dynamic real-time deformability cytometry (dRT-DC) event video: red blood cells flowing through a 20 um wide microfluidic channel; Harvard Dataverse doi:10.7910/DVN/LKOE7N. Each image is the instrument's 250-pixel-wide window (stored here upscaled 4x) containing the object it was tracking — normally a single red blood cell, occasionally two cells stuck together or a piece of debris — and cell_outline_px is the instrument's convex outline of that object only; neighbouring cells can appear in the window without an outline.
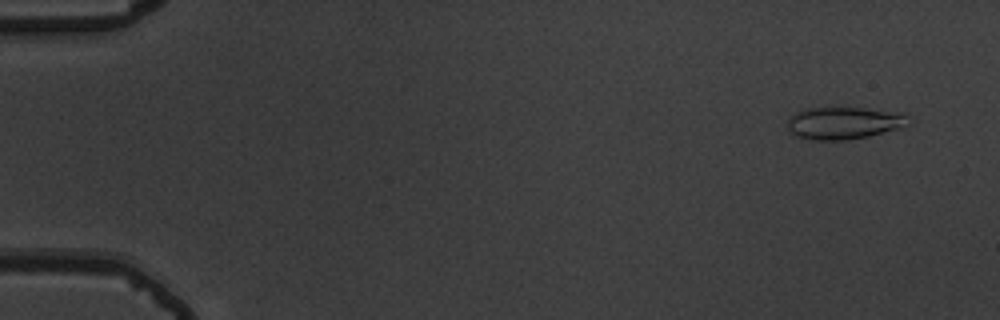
{"species": "common noctule bat (a hibernating species)", "species_latin": "Nyctalus noctula", "temperature_condition": "warm", "stored_images_in_passage": 54, "camera_frame_rate_fps": 3000, "um_per_image_px": 0.085, "animal": {"sex": "male", "body_mass_g": 19.5, "forearm_length_mm": 54.6}, "frame": {"image": 1, "passage_image": 4, "time_ms": 1.0, "image_size_px": [1000, 320], "cell_outline_px": [[916, 120], [912, 124], [900, 128], [868, 136], [848, 140], [816, 140], [796, 136], [788, 128], [788, 120], [796, 112], [804, 108], [832, 104], [904, 112]], "centroid_in_image_um": [71.83, 10.39], "position_along_channel_um": 13.2, "area_um2": 24.1}}
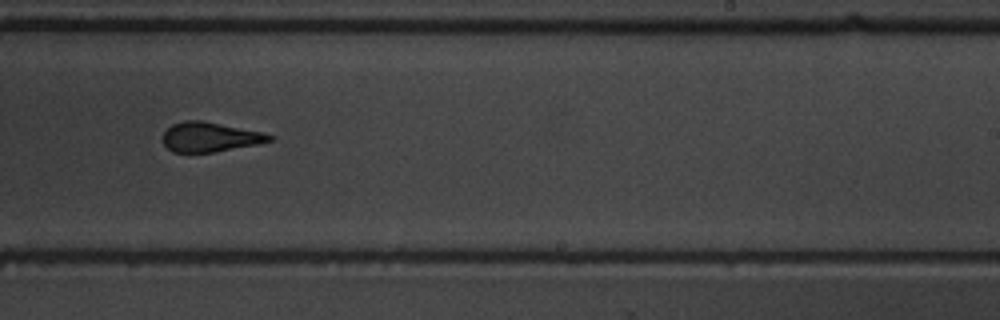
{"frame": {"image": 2, "passage_image": 35, "time_ms": 11.333, "image_size_px": [1000, 320], "cell_outline_px": [[276, 136], [272, 140], [256, 144], [212, 152], [172, 152], [164, 144], [164, 132], [172, 124], [184, 120], [204, 120], [264, 132]], "centroid_in_image_um": [17.87, 11.62], "position_along_channel_um": 271.1, "area_um2": 18.38}}
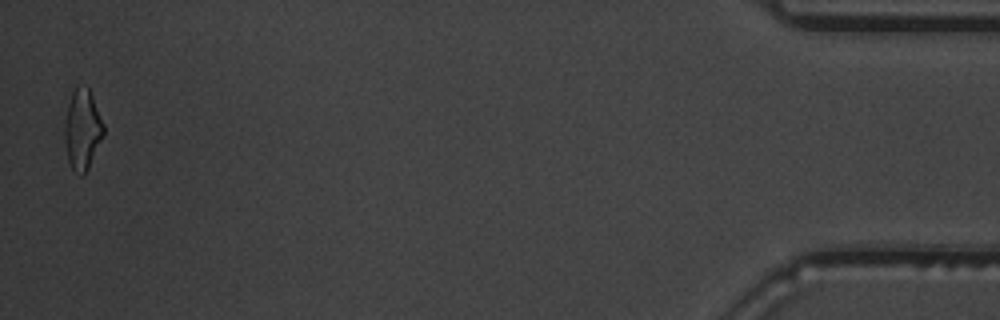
{"frame": {"image": 3, "passage_image": 54, "time_ms": 17.667, "image_size_px": [1000, 320], "cell_outline_px": [[104, 136], [84, 176], [80, 176], [72, 168], [68, 160], [64, 136], [64, 120], [68, 104], [72, 92], [76, 84], [88, 88], [92, 96], [104, 124]], "centroid_in_image_um": [7.0, 11.01], "position_along_channel_um": 428.2, "area_um2": 18.32}, "authors_computed_cell_mechanics": {"area_um2": 19.1318, "velocity_mm_per_s": 3.8082, "shape_relaxation_time_tau1_ms": 6.2348, "shape_relaxation_time_tau2_ms": 1.7741, "deformation_change_tau1": 0.2021, "deformation_change_tau2": 0.1152}}